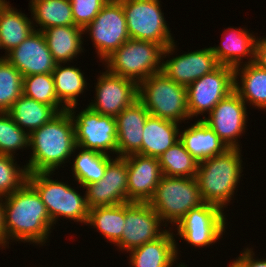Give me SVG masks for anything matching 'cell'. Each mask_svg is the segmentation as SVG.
<instances>
[{
    "mask_svg": "<svg viewBox=\"0 0 266 267\" xmlns=\"http://www.w3.org/2000/svg\"><path fill=\"white\" fill-rule=\"evenodd\" d=\"M3 207L8 248L10 240L40 246L47 242L54 225L40 195L28 181L3 198Z\"/></svg>",
    "mask_w": 266,
    "mask_h": 267,
    "instance_id": "cell-1",
    "label": "cell"
},
{
    "mask_svg": "<svg viewBox=\"0 0 266 267\" xmlns=\"http://www.w3.org/2000/svg\"><path fill=\"white\" fill-rule=\"evenodd\" d=\"M29 147L31 157L25 165L28 173L55 172L68 162L79 150L70 112H60L50 122L34 130L29 135Z\"/></svg>",
    "mask_w": 266,
    "mask_h": 267,
    "instance_id": "cell-2",
    "label": "cell"
},
{
    "mask_svg": "<svg viewBox=\"0 0 266 267\" xmlns=\"http://www.w3.org/2000/svg\"><path fill=\"white\" fill-rule=\"evenodd\" d=\"M241 148H228L223 153L198 163L196 180L203 203L228 206L241 179ZM227 204V205H226Z\"/></svg>",
    "mask_w": 266,
    "mask_h": 267,
    "instance_id": "cell-3",
    "label": "cell"
},
{
    "mask_svg": "<svg viewBox=\"0 0 266 267\" xmlns=\"http://www.w3.org/2000/svg\"><path fill=\"white\" fill-rule=\"evenodd\" d=\"M164 49L160 44L130 38L103 64L109 73L139 84L149 76L162 72Z\"/></svg>",
    "mask_w": 266,
    "mask_h": 267,
    "instance_id": "cell-4",
    "label": "cell"
},
{
    "mask_svg": "<svg viewBox=\"0 0 266 267\" xmlns=\"http://www.w3.org/2000/svg\"><path fill=\"white\" fill-rule=\"evenodd\" d=\"M138 100L150 115L177 123L190 119L186 87L163 72L153 74L138 84Z\"/></svg>",
    "mask_w": 266,
    "mask_h": 267,
    "instance_id": "cell-5",
    "label": "cell"
},
{
    "mask_svg": "<svg viewBox=\"0 0 266 267\" xmlns=\"http://www.w3.org/2000/svg\"><path fill=\"white\" fill-rule=\"evenodd\" d=\"M54 172L28 173L27 181L35 188L44 203L52 224L58 218L86 224L89 208L85 195L78 194L70 185L52 179Z\"/></svg>",
    "mask_w": 266,
    "mask_h": 267,
    "instance_id": "cell-6",
    "label": "cell"
},
{
    "mask_svg": "<svg viewBox=\"0 0 266 267\" xmlns=\"http://www.w3.org/2000/svg\"><path fill=\"white\" fill-rule=\"evenodd\" d=\"M148 204L162 222L175 226L187 212L203 204L196 178L163 175Z\"/></svg>",
    "mask_w": 266,
    "mask_h": 267,
    "instance_id": "cell-7",
    "label": "cell"
},
{
    "mask_svg": "<svg viewBox=\"0 0 266 267\" xmlns=\"http://www.w3.org/2000/svg\"><path fill=\"white\" fill-rule=\"evenodd\" d=\"M126 17L128 35L132 39L150 41L168 47L174 42L164 19L160 0H119Z\"/></svg>",
    "mask_w": 266,
    "mask_h": 267,
    "instance_id": "cell-8",
    "label": "cell"
},
{
    "mask_svg": "<svg viewBox=\"0 0 266 267\" xmlns=\"http://www.w3.org/2000/svg\"><path fill=\"white\" fill-rule=\"evenodd\" d=\"M76 107L71 106L67 110L74 122L77 146L106 155H110L111 152L117 155L116 118L101 115L88 106L75 116Z\"/></svg>",
    "mask_w": 266,
    "mask_h": 267,
    "instance_id": "cell-9",
    "label": "cell"
},
{
    "mask_svg": "<svg viewBox=\"0 0 266 267\" xmlns=\"http://www.w3.org/2000/svg\"><path fill=\"white\" fill-rule=\"evenodd\" d=\"M84 33L90 36L97 55L103 62L130 39L122 3L119 0H109L84 28Z\"/></svg>",
    "mask_w": 266,
    "mask_h": 267,
    "instance_id": "cell-10",
    "label": "cell"
},
{
    "mask_svg": "<svg viewBox=\"0 0 266 267\" xmlns=\"http://www.w3.org/2000/svg\"><path fill=\"white\" fill-rule=\"evenodd\" d=\"M225 224L224 210L216 205L203 203L187 212L176 224V235L194 247H209L223 236L227 228Z\"/></svg>",
    "mask_w": 266,
    "mask_h": 267,
    "instance_id": "cell-11",
    "label": "cell"
},
{
    "mask_svg": "<svg viewBox=\"0 0 266 267\" xmlns=\"http://www.w3.org/2000/svg\"><path fill=\"white\" fill-rule=\"evenodd\" d=\"M186 91L190 119L206 112L209 114L217 103L234 91V68L220 65L187 86Z\"/></svg>",
    "mask_w": 266,
    "mask_h": 267,
    "instance_id": "cell-12",
    "label": "cell"
},
{
    "mask_svg": "<svg viewBox=\"0 0 266 267\" xmlns=\"http://www.w3.org/2000/svg\"><path fill=\"white\" fill-rule=\"evenodd\" d=\"M159 215L147 202H126L125 226L115 246L128 251L161 237L167 230ZM162 229V230H161Z\"/></svg>",
    "mask_w": 266,
    "mask_h": 267,
    "instance_id": "cell-13",
    "label": "cell"
},
{
    "mask_svg": "<svg viewBox=\"0 0 266 267\" xmlns=\"http://www.w3.org/2000/svg\"><path fill=\"white\" fill-rule=\"evenodd\" d=\"M246 103L235 92H231L211 110L206 123L226 144L228 148H240L238 138L245 132L247 126Z\"/></svg>",
    "mask_w": 266,
    "mask_h": 267,
    "instance_id": "cell-14",
    "label": "cell"
},
{
    "mask_svg": "<svg viewBox=\"0 0 266 267\" xmlns=\"http://www.w3.org/2000/svg\"><path fill=\"white\" fill-rule=\"evenodd\" d=\"M102 74V75H101ZM97 78L95 99L87 105L101 115L116 117L138 99V84L107 70Z\"/></svg>",
    "mask_w": 266,
    "mask_h": 267,
    "instance_id": "cell-15",
    "label": "cell"
},
{
    "mask_svg": "<svg viewBox=\"0 0 266 267\" xmlns=\"http://www.w3.org/2000/svg\"><path fill=\"white\" fill-rule=\"evenodd\" d=\"M175 49V42L164 49L162 72L168 78L185 87L220 66L211 47L193 52L188 51V53L176 57L172 56L169 60L164 61L166 56L173 55Z\"/></svg>",
    "mask_w": 266,
    "mask_h": 267,
    "instance_id": "cell-16",
    "label": "cell"
},
{
    "mask_svg": "<svg viewBox=\"0 0 266 267\" xmlns=\"http://www.w3.org/2000/svg\"><path fill=\"white\" fill-rule=\"evenodd\" d=\"M127 183L126 159L124 157L112 158L101 180L82 187L86 189L85 197L88 208L126 203Z\"/></svg>",
    "mask_w": 266,
    "mask_h": 267,
    "instance_id": "cell-17",
    "label": "cell"
},
{
    "mask_svg": "<svg viewBox=\"0 0 266 267\" xmlns=\"http://www.w3.org/2000/svg\"><path fill=\"white\" fill-rule=\"evenodd\" d=\"M22 75L52 74L57 62L48 49L41 31H34L19 46L6 54L5 58Z\"/></svg>",
    "mask_w": 266,
    "mask_h": 267,
    "instance_id": "cell-18",
    "label": "cell"
},
{
    "mask_svg": "<svg viewBox=\"0 0 266 267\" xmlns=\"http://www.w3.org/2000/svg\"><path fill=\"white\" fill-rule=\"evenodd\" d=\"M127 162V202H147L163 177L157 157L132 154L124 157Z\"/></svg>",
    "mask_w": 266,
    "mask_h": 267,
    "instance_id": "cell-19",
    "label": "cell"
},
{
    "mask_svg": "<svg viewBox=\"0 0 266 267\" xmlns=\"http://www.w3.org/2000/svg\"><path fill=\"white\" fill-rule=\"evenodd\" d=\"M148 115V110L137 99L115 117L117 157H126L132 154L142 155L143 128Z\"/></svg>",
    "mask_w": 266,
    "mask_h": 267,
    "instance_id": "cell-20",
    "label": "cell"
},
{
    "mask_svg": "<svg viewBox=\"0 0 266 267\" xmlns=\"http://www.w3.org/2000/svg\"><path fill=\"white\" fill-rule=\"evenodd\" d=\"M226 29V32H223L225 35H222L221 45L211 47L218 63L235 69L243 65V63L254 62L256 36L250 33L248 29L246 30L241 27L239 29L233 27ZM243 58L248 61L243 62Z\"/></svg>",
    "mask_w": 266,
    "mask_h": 267,
    "instance_id": "cell-21",
    "label": "cell"
},
{
    "mask_svg": "<svg viewBox=\"0 0 266 267\" xmlns=\"http://www.w3.org/2000/svg\"><path fill=\"white\" fill-rule=\"evenodd\" d=\"M170 228L158 239L128 251L131 267H172L179 255Z\"/></svg>",
    "mask_w": 266,
    "mask_h": 267,
    "instance_id": "cell-22",
    "label": "cell"
},
{
    "mask_svg": "<svg viewBox=\"0 0 266 267\" xmlns=\"http://www.w3.org/2000/svg\"><path fill=\"white\" fill-rule=\"evenodd\" d=\"M195 122L179 132V140L198 163L228 149L226 144L202 119Z\"/></svg>",
    "mask_w": 266,
    "mask_h": 267,
    "instance_id": "cell-23",
    "label": "cell"
},
{
    "mask_svg": "<svg viewBox=\"0 0 266 267\" xmlns=\"http://www.w3.org/2000/svg\"><path fill=\"white\" fill-rule=\"evenodd\" d=\"M234 91L245 103H250L249 105L255 109L257 107V109L265 111L266 69L259 67L254 62L236 67L234 69Z\"/></svg>",
    "mask_w": 266,
    "mask_h": 267,
    "instance_id": "cell-24",
    "label": "cell"
},
{
    "mask_svg": "<svg viewBox=\"0 0 266 267\" xmlns=\"http://www.w3.org/2000/svg\"><path fill=\"white\" fill-rule=\"evenodd\" d=\"M179 123L148 115L143 128L142 155L159 158L179 140Z\"/></svg>",
    "mask_w": 266,
    "mask_h": 267,
    "instance_id": "cell-25",
    "label": "cell"
},
{
    "mask_svg": "<svg viewBox=\"0 0 266 267\" xmlns=\"http://www.w3.org/2000/svg\"><path fill=\"white\" fill-rule=\"evenodd\" d=\"M41 32L57 63H69L84 50L82 47L84 29L77 25L50 27Z\"/></svg>",
    "mask_w": 266,
    "mask_h": 267,
    "instance_id": "cell-26",
    "label": "cell"
},
{
    "mask_svg": "<svg viewBox=\"0 0 266 267\" xmlns=\"http://www.w3.org/2000/svg\"><path fill=\"white\" fill-rule=\"evenodd\" d=\"M34 23L27 15L11 6L9 1L5 3L0 9V39L6 54L35 31Z\"/></svg>",
    "mask_w": 266,
    "mask_h": 267,
    "instance_id": "cell-27",
    "label": "cell"
},
{
    "mask_svg": "<svg viewBox=\"0 0 266 267\" xmlns=\"http://www.w3.org/2000/svg\"><path fill=\"white\" fill-rule=\"evenodd\" d=\"M8 113L29 135L59 114L53 106L37 102L24 94L13 103Z\"/></svg>",
    "mask_w": 266,
    "mask_h": 267,
    "instance_id": "cell-28",
    "label": "cell"
},
{
    "mask_svg": "<svg viewBox=\"0 0 266 267\" xmlns=\"http://www.w3.org/2000/svg\"><path fill=\"white\" fill-rule=\"evenodd\" d=\"M34 29L42 31L50 27L75 25L69 0H30ZM40 28H37L38 25ZM36 26V27H35Z\"/></svg>",
    "mask_w": 266,
    "mask_h": 267,
    "instance_id": "cell-29",
    "label": "cell"
},
{
    "mask_svg": "<svg viewBox=\"0 0 266 267\" xmlns=\"http://www.w3.org/2000/svg\"><path fill=\"white\" fill-rule=\"evenodd\" d=\"M126 218V203L112 206H98L89 209L86 225H91L107 241L116 244L122 236Z\"/></svg>",
    "mask_w": 266,
    "mask_h": 267,
    "instance_id": "cell-30",
    "label": "cell"
},
{
    "mask_svg": "<svg viewBox=\"0 0 266 267\" xmlns=\"http://www.w3.org/2000/svg\"><path fill=\"white\" fill-rule=\"evenodd\" d=\"M66 63H57L53 70V78L58 100L69 109L78 106V97L87 89L84 73L74 66H65Z\"/></svg>",
    "mask_w": 266,
    "mask_h": 267,
    "instance_id": "cell-31",
    "label": "cell"
},
{
    "mask_svg": "<svg viewBox=\"0 0 266 267\" xmlns=\"http://www.w3.org/2000/svg\"><path fill=\"white\" fill-rule=\"evenodd\" d=\"M80 151L74 156L72 173L75 181L83 187L97 183L105 174L107 164L112 160L110 155L78 147Z\"/></svg>",
    "mask_w": 266,
    "mask_h": 267,
    "instance_id": "cell-32",
    "label": "cell"
},
{
    "mask_svg": "<svg viewBox=\"0 0 266 267\" xmlns=\"http://www.w3.org/2000/svg\"><path fill=\"white\" fill-rule=\"evenodd\" d=\"M158 159L163 175L196 178L198 162L186 151L180 140L176 141Z\"/></svg>",
    "mask_w": 266,
    "mask_h": 267,
    "instance_id": "cell-33",
    "label": "cell"
},
{
    "mask_svg": "<svg viewBox=\"0 0 266 267\" xmlns=\"http://www.w3.org/2000/svg\"><path fill=\"white\" fill-rule=\"evenodd\" d=\"M23 94L37 102L53 106L59 113L67 110L56 96L53 74L24 76Z\"/></svg>",
    "mask_w": 266,
    "mask_h": 267,
    "instance_id": "cell-34",
    "label": "cell"
},
{
    "mask_svg": "<svg viewBox=\"0 0 266 267\" xmlns=\"http://www.w3.org/2000/svg\"><path fill=\"white\" fill-rule=\"evenodd\" d=\"M5 58L0 57V112H8L23 94V75Z\"/></svg>",
    "mask_w": 266,
    "mask_h": 267,
    "instance_id": "cell-35",
    "label": "cell"
},
{
    "mask_svg": "<svg viewBox=\"0 0 266 267\" xmlns=\"http://www.w3.org/2000/svg\"><path fill=\"white\" fill-rule=\"evenodd\" d=\"M29 148V134L21 129L8 112H0V154L11 155Z\"/></svg>",
    "mask_w": 266,
    "mask_h": 267,
    "instance_id": "cell-36",
    "label": "cell"
},
{
    "mask_svg": "<svg viewBox=\"0 0 266 267\" xmlns=\"http://www.w3.org/2000/svg\"><path fill=\"white\" fill-rule=\"evenodd\" d=\"M15 156L0 154V197L9 196L27 181L26 167L14 162Z\"/></svg>",
    "mask_w": 266,
    "mask_h": 267,
    "instance_id": "cell-37",
    "label": "cell"
},
{
    "mask_svg": "<svg viewBox=\"0 0 266 267\" xmlns=\"http://www.w3.org/2000/svg\"><path fill=\"white\" fill-rule=\"evenodd\" d=\"M74 24L85 28L91 23L109 0H69Z\"/></svg>",
    "mask_w": 266,
    "mask_h": 267,
    "instance_id": "cell-38",
    "label": "cell"
},
{
    "mask_svg": "<svg viewBox=\"0 0 266 267\" xmlns=\"http://www.w3.org/2000/svg\"><path fill=\"white\" fill-rule=\"evenodd\" d=\"M253 249L245 248L242 253H240L239 257L235 259L243 266V267H266V259H256L255 253L252 251ZM254 257V258H253Z\"/></svg>",
    "mask_w": 266,
    "mask_h": 267,
    "instance_id": "cell-39",
    "label": "cell"
},
{
    "mask_svg": "<svg viewBox=\"0 0 266 267\" xmlns=\"http://www.w3.org/2000/svg\"><path fill=\"white\" fill-rule=\"evenodd\" d=\"M254 63L259 67L266 69V37L260 39L258 37L256 38Z\"/></svg>",
    "mask_w": 266,
    "mask_h": 267,
    "instance_id": "cell-40",
    "label": "cell"
},
{
    "mask_svg": "<svg viewBox=\"0 0 266 267\" xmlns=\"http://www.w3.org/2000/svg\"><path fill=\"white\" fill-rule=\"evenodd\" d=\"M0 247L6 249L3 198L0 197Z\"/></svg>",
    "mask_w": 266,
    "mask_h": 267,
    "instance_id": "cell-41",
    "label": "cell"
},
{
    "mask_svg": "<svg viewBox=\"0 0 266 267\" xmlns=\"http://www.w3.org/2000/svg\"><path fill=\"white\" fill-rule=\"evenodd\" d=\"M228 267H243L236 259L233 260Z\"/></svg>",
    "mask_w": 266,
    "mask_h": 267,
    "instance_id": "cell-42",
    "label": "cell"
},
{
    "mask_svg": "<svg viewBox=\"0 0 266 267\" xmlns=\"http://www.w3.org/2000/svg\"><path fill=\"white\" fill-rule=\"evenodd\" d=\"M6 2V0H0V9L5 5Z\"/></svg>",
    "mask_w": 266,
    "mask_h": 267,
    "instance_id": "cell-43",
    "label": "cell"
},
{
    "mask_svg": "<svg viewBox=\"0 0 266 267\" xmlns=\"http://www.w3.org/2000/svg\"><path fill=\"white\" fill-rule=\"evenodd\" d=\"M0 49H3V47H2V43H1V39H0Z\"/></svg>",
    "mask_w": 266,
    "mask_h": 267,
    "instance_id": "cell-44",
    "label": "cell"
}]
</instances>
